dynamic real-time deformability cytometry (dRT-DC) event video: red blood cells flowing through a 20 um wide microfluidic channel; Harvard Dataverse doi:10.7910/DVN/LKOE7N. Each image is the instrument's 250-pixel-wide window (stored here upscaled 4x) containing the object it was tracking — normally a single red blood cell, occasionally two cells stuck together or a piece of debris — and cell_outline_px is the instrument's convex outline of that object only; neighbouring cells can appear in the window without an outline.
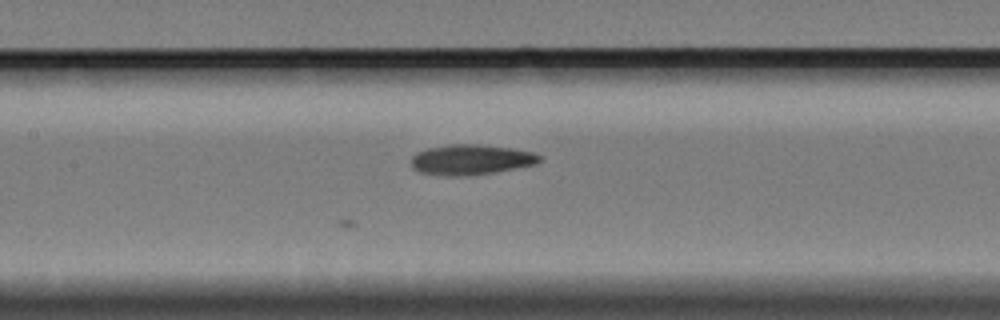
{"species": "Egyptian fruit bat (a non-hibernating species)", "species_latin": "Rousettus aegyptiacus", "temperature_condition": "cold", "stored_images_in_passage": 16, "camera_frame_rate_fps": 3000, "um_per_image_px": 0.085, "animal": {"sex": "female"}, "frame": {"image": 1, "passage_image": 16, "time_ms": 5.0, "image_size_px": [1000, 320], "cell_outline_px": [[544, 160], [536, 164], [496, 172], [460, 176], [448, 176], [420, 172], [412, 168], [412, 156], [416, 152], [428, 148], [448, 144], [476, 144], [512, 148], [532, 152], [544, 156]], "centroid_in_image_um": [40.07, 13.56], "position_along_channel_um": 167.3, "area_um2": 22.77}}